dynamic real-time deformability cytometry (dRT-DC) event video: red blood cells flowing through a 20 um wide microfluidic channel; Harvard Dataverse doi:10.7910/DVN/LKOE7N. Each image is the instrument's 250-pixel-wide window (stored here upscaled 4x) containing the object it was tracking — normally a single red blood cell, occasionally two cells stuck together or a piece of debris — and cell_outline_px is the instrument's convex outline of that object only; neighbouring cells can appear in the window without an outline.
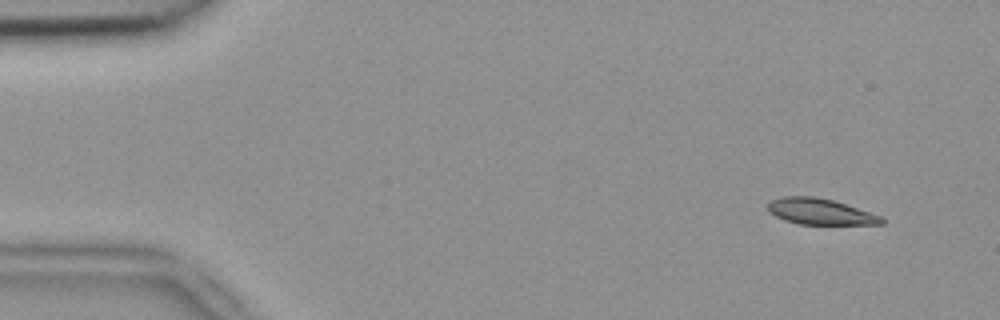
{"species": "common noctule bat (a hibernating species)", "species_latin": "Nyctalus noctula", "temperature_condition": "room temperature", "stored_images_in_passage": 5, "segment_of_instrument_passage": [1, 2], "camera_frame_rate_fps": 3000, "um_per_image_px": 0.085, "animal": {"sex": "female", "body_mass_g": 18.4}, "frame": {"image": 1, "passage_image": 1, "time_ms": 0.0, "image_size_px": [1000, 320], "cell_outline_px": [[884, 224], [800, 224], [784, 220], [768, 212], [768, 204], [772, 200], [780, 196], [816, 196], [832, 200], [880, 216], [884, 220]], "centroid_in_image_um": [69.65, 17.98], "position_along_channel_um": 15.3, "area_um2": 16.99}}
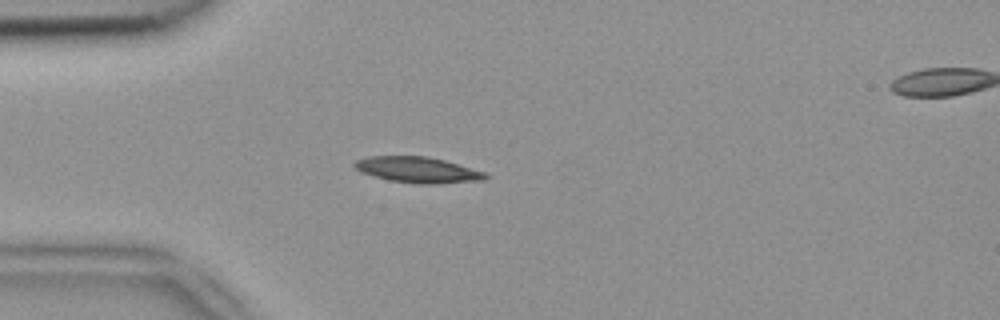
{"frame": {"image": 2, "passage_image": 4, "time_ms": 1.0, "image_size_px": [1000, 320], "cell_outline_px": [[488, 176], [484, 180], [436, 184], [420, 184], [388, 180], [360, 172], [352, 164], [356, 160], [368, 156], [428, 156], [444, 160], [488, 172]], "centroid_in_image_um": [35.53, 14.43], "position_along_channel_um": 49.5, "area_um2": 19.88}}